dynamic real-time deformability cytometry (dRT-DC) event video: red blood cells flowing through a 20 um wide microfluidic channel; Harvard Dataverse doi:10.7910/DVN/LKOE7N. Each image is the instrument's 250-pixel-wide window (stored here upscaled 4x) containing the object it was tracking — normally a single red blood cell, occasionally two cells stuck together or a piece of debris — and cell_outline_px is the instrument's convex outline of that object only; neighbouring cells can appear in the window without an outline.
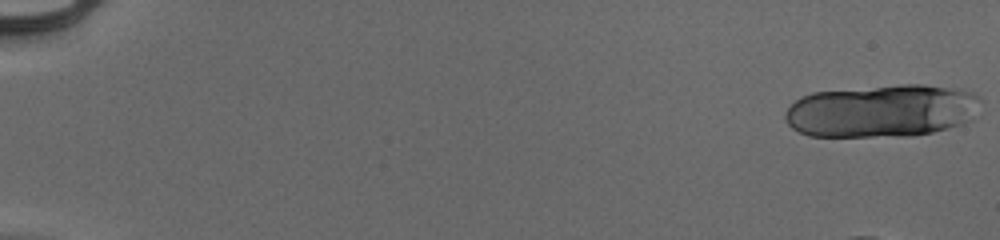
{"species": "human", "species_latin": "Homo sapiens", "temperature_condition": "cold", "stored_images_in_passage": 16, "camera_frame_rate_fps": 3000, "um_per_image_px": 0.085, "donor": {"sex": "male"}, "frame": {"image": 1, "passage_image": 1, "time_ms": 0.0, "image_size_px": [1000, 240], "cell_outline_px": [[984, 100], [972, 120], [948, 128], [932, 132], [912, 136], [808, 136], [792, 128], [784, 120], [784, 112], [796, 100], [812, 92], [900, 84], [924, 84], [964, 88], [980, 96]], "centroid_in_image_um": [75.03, 9.41], "position_along_channel_um": 10.0, "area_um2": 60.92}}